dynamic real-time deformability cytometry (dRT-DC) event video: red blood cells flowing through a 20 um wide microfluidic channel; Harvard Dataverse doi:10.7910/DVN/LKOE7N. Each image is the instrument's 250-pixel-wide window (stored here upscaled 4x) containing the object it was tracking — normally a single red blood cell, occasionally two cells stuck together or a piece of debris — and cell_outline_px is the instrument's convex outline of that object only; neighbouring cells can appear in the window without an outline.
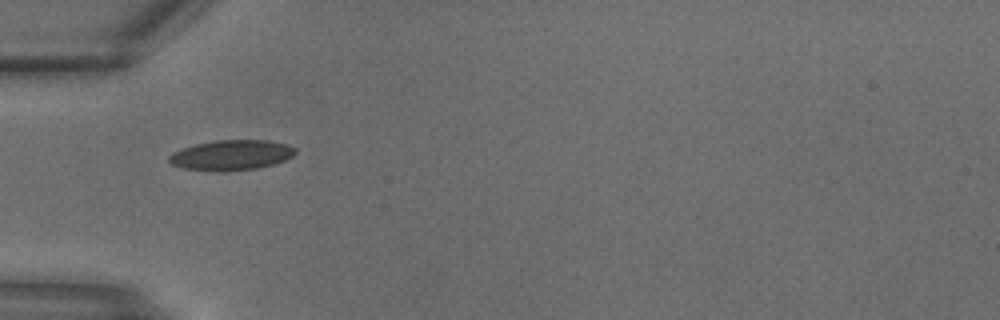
{"species": "common noctule bat (a hibernating species)", "species_latin": "Nyctalus noctula", "temperature_condition": "warm", "stored_images_in_passage": 21, "camera_frame_rate_fps": 3000, "um_per_image_px": 0.085, "animal": {"sex": "male", "body_mass_g": 18.8}, "frame": {"image": 1, "passage_image": 1, "time_ms": 0.0, "image_size_px": [1000, 320], "cell_outline_px": [[296, 152], [292, 156], [284, 160], [272, 164], [256, 168], [224, 172], [216, 172], [184, 168], [172, 164], [168, 160], [168, 156], [172, 152], [196, 144], [216, 140], [268, 140], [288, 144], [296, 148]], "centroid_in_image_um": [19.66, 13.18], "position_along_channel_um": 65.3, "area_um2": 22.25}}
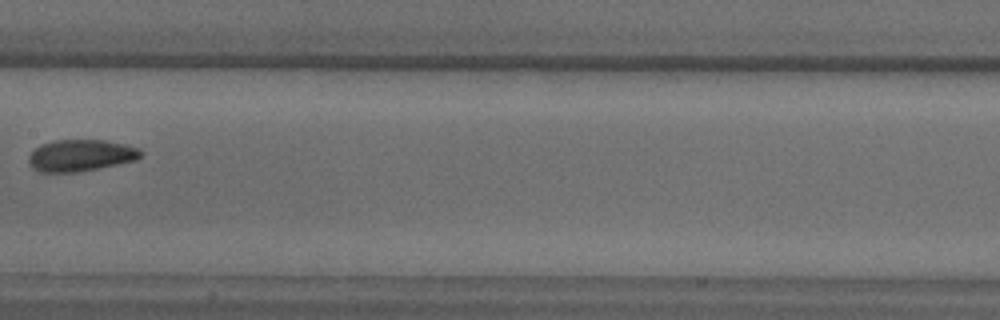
{"frame": {"image": 2, "passage_image": 7, "time_ms": 2.0, "image_size_px": [1000, 320], "cell_outline_px": [[144, 152], [136, 160], [76, 172], [40, 172], [32, 168], [28, 164], [28, 156], [40, 144], [56, 140], [104, 140], [124, 144], [140, 148]], "centroid_in_image_um": [6.84, 13.2], "position_along_channel_um": 200.6, "area_um2": 20.63}}
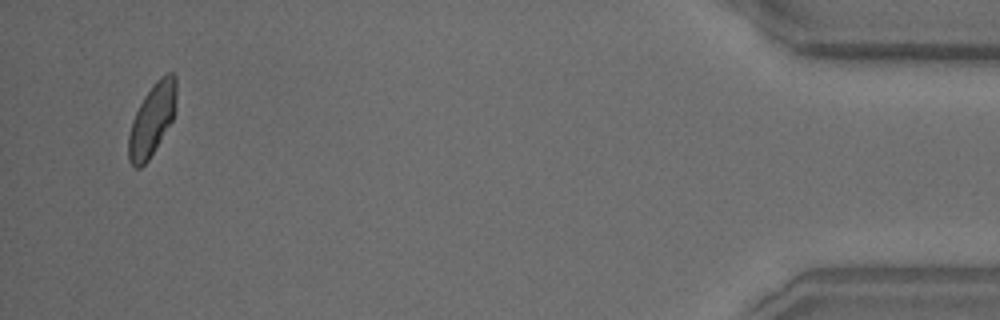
{"frame": {"image": 3, "passage_image": 20, "time_ms": 6.333, "image_size_px": [1000, 320], "cell_outline_px": [[176, 100], [172, 120], [148, 160], [140, 168], [136, 168], [128, 160], [128, 136], [132, 120], [144, 96], [156, 80], [160, 76], [168, 72], [172, 72], [176, 76]], "centroid_in_image_um": [12.92, 10.15], "position_along_channel_um": 422.3, "area_um2": 19.83}}